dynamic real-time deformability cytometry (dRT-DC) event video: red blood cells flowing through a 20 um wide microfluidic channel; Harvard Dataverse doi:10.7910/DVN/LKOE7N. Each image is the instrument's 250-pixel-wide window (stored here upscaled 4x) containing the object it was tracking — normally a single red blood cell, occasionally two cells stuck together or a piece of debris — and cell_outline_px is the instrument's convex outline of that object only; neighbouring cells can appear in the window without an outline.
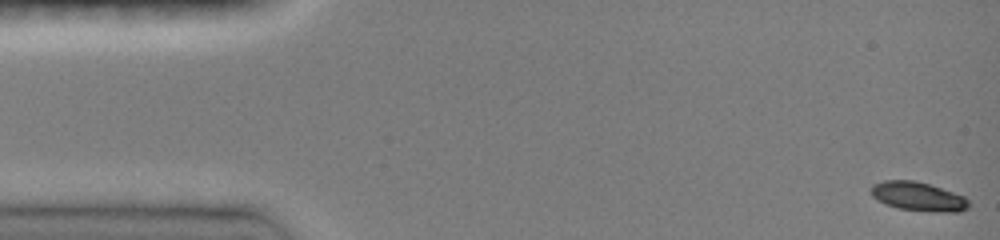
{"species": "common noctule bat (a hibernating species)", "species_latin": "Nyctalus noctula", "temperature_condition": "room temperature", "stored_images_in_passage": 14, "camera_frame_rate_fps": 3000, "um_per_image_px": 0.085, "animal": {"sex": "female", "body_mass_g": 19.0, "forearm_length_mm": 51.5}, "frame": {"image": 1, "passage_image": 1, "time_ms": 0.0, "image_size_px": [1000, 240], "cell_outline_px": [[968, 208], [960, 212], [932, 212], [900, 208], [884, 204], [872, 196], [872, 184], [884, 180], [912, 180], [928, 184], [964, 196], [968, 200]], "centroid_in_image_um": [78.04, 16.71], "position_along_channel_um": 7.0, "area_um2": 16.36}}
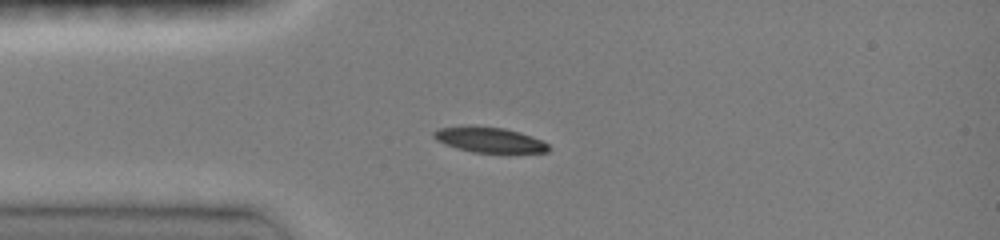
{"frame": {"image": 2, "passage_image": 7, "time_ms": 3.667, "image_size_px": [1000, 240], "cell_outline_px": [[552, 148], [548, 152], [472, 152], [456, 148], [444, 144], [436, 140], [432, 136], [432, 132], [440, 128], [472, 124], [504, 128], [520, 132], [532, 136], [548, 144]], "centroid_in_image_um": [41.55, 11.86], "position_along_channel_um": 43.4, "area_um2": 17.17}}